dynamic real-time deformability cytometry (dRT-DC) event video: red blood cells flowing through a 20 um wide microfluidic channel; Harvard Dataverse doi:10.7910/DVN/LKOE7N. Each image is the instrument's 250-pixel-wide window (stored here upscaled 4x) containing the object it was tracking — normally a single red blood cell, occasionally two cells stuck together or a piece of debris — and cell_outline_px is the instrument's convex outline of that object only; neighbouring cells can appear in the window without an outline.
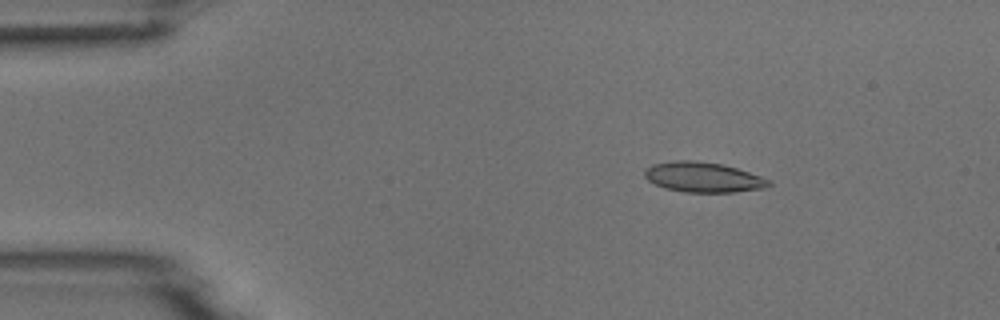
{"species": "common noctule bat (a hibernating species)", "species_latin": "Nyctalus noctula", "temperature_condition": "room temperature", "stored_images_in_passage": 4, "camera_frame_rate_fps": 3000, "um_per_image_px": 0.085, "animal": {"sex": "male", "body_mass_g": 18.8}, "frame": {"image": 1, "passage_image": 2, "time_ms": 1.333, "image_size_px": [1000, 320], "cell_outline_px": [[772, 184], [768, 188], [732, 192], [684, 192], [664, 188], [648, 180], [644, 176], [644, 168], [652, 164], [676, 160], [692, 160], [724, 164], [772, 180]], "centroid_in_image_um": [59.78, 15.06], "position_along_channel_um": 25.2, "area_um2": 21.96}}
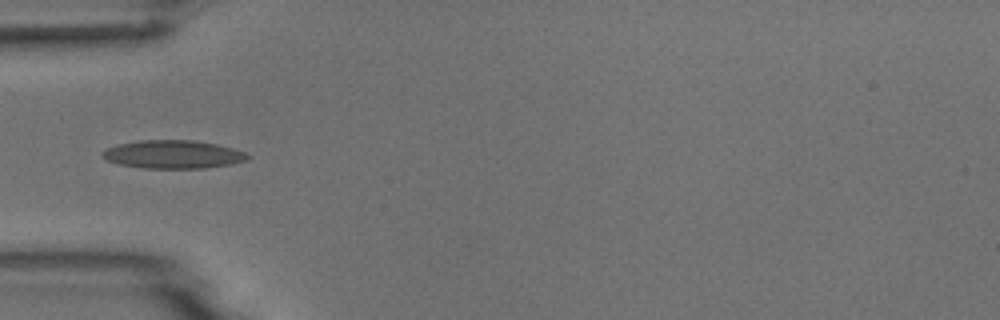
{"frame": {"image": 2, "passage_image": 4, "time_ms": 4.333, "image_size_px": [1000, 320], "cell_outline_px": [[252, 156], [248, 160], [232, 164], [204, 168], [144, 168], [120, 164], [108, 160], [100, 156], [100, 152], [116, 144], [140, 140], [196, 140], [216, 144], [232, 148], [244, 152]], "centroid_in_image_um": [14.72, 13.12], "position_along_channel_um": 70.3, "area_um2": 23.99}}